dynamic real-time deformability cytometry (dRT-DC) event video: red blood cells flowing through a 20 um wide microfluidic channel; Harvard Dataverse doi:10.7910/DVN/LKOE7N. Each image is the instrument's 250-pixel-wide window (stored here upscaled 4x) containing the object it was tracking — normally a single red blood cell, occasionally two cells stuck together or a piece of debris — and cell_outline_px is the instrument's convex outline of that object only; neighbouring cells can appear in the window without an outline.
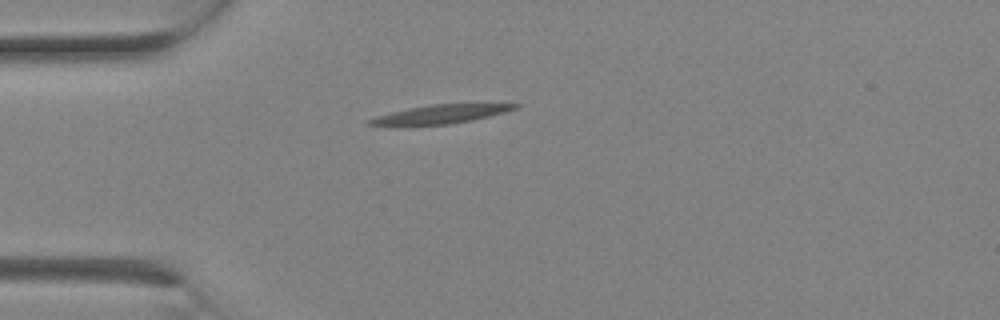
{"species": "Egyptian fruit bat (a non-hibernating species)", "species_latin": "Rousettus aegyptiacus", "temperature_condition": "room temperature", "stored_images_in_passage": 3, "camera_frame_rate_fps": 3000, "um_per_image_px": 0.085, "animal": {"sex": "female"}, "frame": {"image": 1, "passage_image": 3, "time_ms": 0.667, "image_size_px": [1000, 320], "cell_outline_px": [[520, 104], [516, 108], [504, 112], [472, 120], [448, 124], [396, 128], [388, 128], [368, 124], [368, 120], [376, 116], [408, 108], [432, 104]], "centroid_in_image_um": [37.24, 9.76], "position_along_channel_um": 47.8, "area_um2": 16.3}}